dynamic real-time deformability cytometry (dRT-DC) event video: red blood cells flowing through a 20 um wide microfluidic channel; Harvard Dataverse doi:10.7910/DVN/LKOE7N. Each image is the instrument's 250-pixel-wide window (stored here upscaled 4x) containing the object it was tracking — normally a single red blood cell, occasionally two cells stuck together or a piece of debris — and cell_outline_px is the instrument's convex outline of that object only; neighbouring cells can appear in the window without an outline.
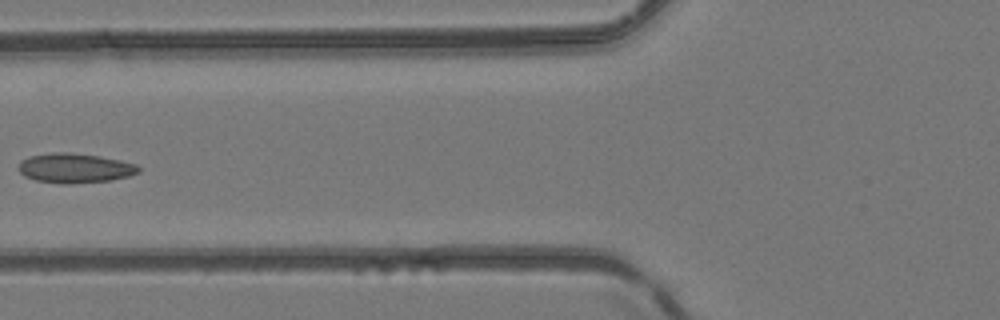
{"species": "common noctule bat (a hibernating species)", "species_latin": "Nyctalus noctula", "temperature_condition": "room temperature", "stored_images_in_passage": 5, "camera_frame_rate_fps": 3000, "um_per_image_px": 0.085, "animal": {"sex": "female", "body_mass_g": 24.6, "forearm_length_mm": 56.2}, "frame": {"image": 1, "passage_image": 5, "time_ms": 4.667, "image_size_px": [1000, 320], "cell_outline_px": [[140, 172], [128, 176], [112, 180], [68, 184], [64, 184], [36, 180], [24, 176], [16, 168], [20, 160], [28, 156], [52, 152], [68, 152], [100, 156], [120, 160], [136, 164], [140, 168]], "centroid_in_image_um": [6.33, 14.28], "position_along_channel_um": 119.5, "area_um2": 20.92}}